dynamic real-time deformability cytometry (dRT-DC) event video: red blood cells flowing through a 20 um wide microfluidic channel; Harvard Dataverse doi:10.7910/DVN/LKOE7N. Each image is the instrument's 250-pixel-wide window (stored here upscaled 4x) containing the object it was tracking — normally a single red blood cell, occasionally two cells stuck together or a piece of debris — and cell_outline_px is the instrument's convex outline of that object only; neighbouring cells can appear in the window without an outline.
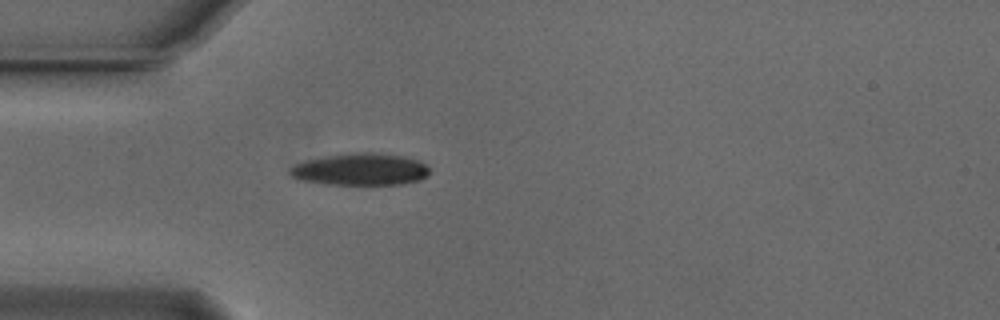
{"species": "Egyptian fruit bat (a non-hibernating species)", "species_latin": "Rousettus aegyptiacus", "temperature_condition": "cold", "stored_images_in_passage": 36, "camera_frame_rate_fps": 3000, "um_per_image_px": 0.085, "animal": {"sex": "male"}, "frame": {"image": 1, "passage_image": 1, "time_ms": 0.0, "image_size_px": [1000, 320], "cell_outline_px": [[428, 176], [420, 180], [400, 184], [324, 184], [304, 180], [292, 176], [288, 172], [288, 168], [304, 160], [324, 156], [352, 152], [376, 152], [404, 156], [420, 160], [428, 168]], "centroid_in_image_um": [30.64, 14.38], "position_along_channel_um": 54.4, "area_um2": 26.18}}
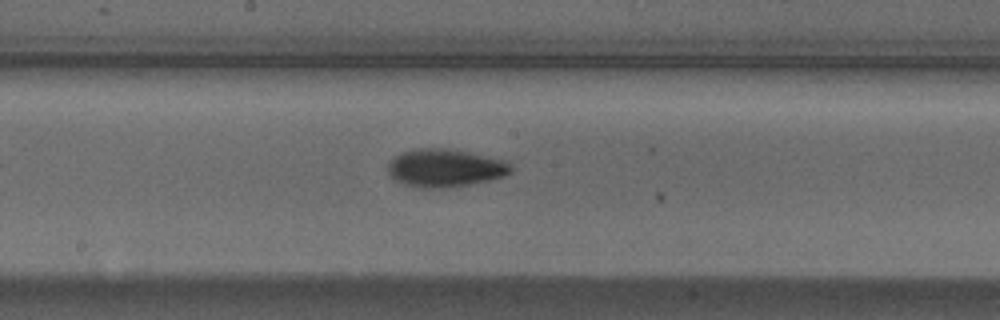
{"frame": {"image": 2, "passage_image": 14, "time_ms": 4.333, "image_size_px": [1000, 320], "cell_outline_px": [[512, 172], [504, 176], [488, 180], [448, 188], [420, 188], [404, 184], [396, 180], [388, 172], [388, 164], [400, 152], [416, 148], [448, 148], [468, 152], [504, 160], [512, 164]], "centroid_in_image_um": [37.83, 14.27], "position_along_channel_um": 210.4, "area_um2": 27.17}}
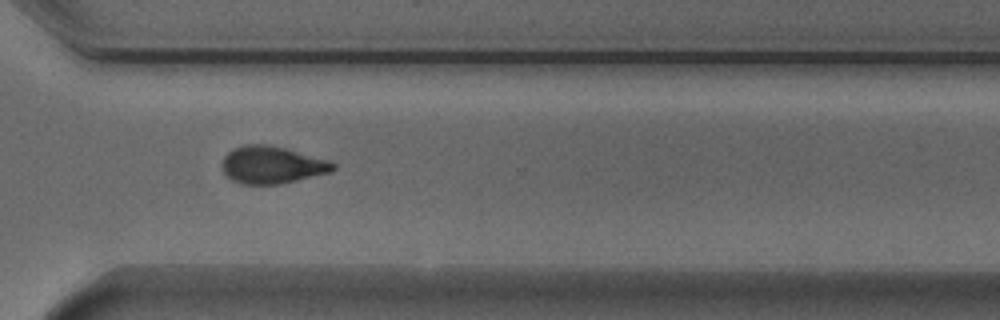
{"frame": {"image": 3, "passage_image": 25, "time_ms": 8.0, "image_size_px": [1000, 320], "cell_outline_px": [[336, 168], [328, 172], [280, 184], [240, 184], [232, 180], [224, 172], [220, 164], [224, 156], [232, 148], [244, 144], [264, 144], [284, 148], [332, 160], [336, 164]], "centroid_in_image_um": [23.09, 14.0], "position_along_channel_um": 347.5, "area_um2": 24.22}, "authors_computed_cell_mechanics": {"area_um2": 25.6054, "velocity_mm_per_s": 3.7474, "shape_relaxation_time_tau1_ms": 3.2219, "shape_relaxation_time_tau2_ms": 5.1989, "deformation_change_tau1": 0.1316, "deformation_change_tau2": 0.1102}}